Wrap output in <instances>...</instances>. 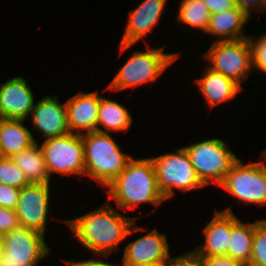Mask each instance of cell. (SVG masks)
I'll use <instances>...</instances> for the list:
<instances>
[{
  "label": "cell",
  "mask_w": 266,
  "mask_h": 266,
  "mask_svg": "<svg viewBox=\"0 0 266 266\" xmlns=\"http://www.w3.org/2000/svg\"><path fill=\"white\" fill-rule=\"evenodd\" d=\"M210 12L201 0H182L177 21L206 33Z\"/></svg>",
  "instance_id": "24"
},
{
  "label": "cell",
  "mask_w": 266,
  "mask_h": 266,
  "mask_svg": "<svg viewBox=\"0 0 266 266\" xmlns=\"http://www.w3.org/2000/svg\"><path fill=\"white\" fill-rule=\"evenodd\" d=\"M67 263L68 266H118V265H113V264H109L108 262H103V260L101 261L100 259L95 260V259H88V260H83L81 261H65ZM123 266V264L121 265Z\"/></svg>",
  "instance_id": "34"
},
{
  "label": "cell",
  "mask_w": 266,
  "mask_h": 266,
  "mask_svg": "<svg viewBox=\"0 0 266 266\" xmlns=\"http://www.w3.org/2000/svg\"><path fill=\"white\" fill-rule=\"evenodd\" d=\"M248 37L237 40L213 41L210 48L203 54L204 59L210 62L209 66L233 79L241 86L242 81L252 69L251 47ZM242 80V81H241Z\"/></svg>",
  "instance_id": "8"
},
{
  "label": "cell",
  "mask_w": 266,
  "mask_h": 266,
  "mask_svg": "<svg viewBox=\"0 0 266 266\" xmlns=\"http://www.w3.org/2000/svg\"><path fill=\"white\" fill-rule=\"evenodd\" d=\"M82 139L85 175L107 188L133 157L121 152L109 133L84 132Z\"/></svg>",
  "instance_id": "3"
},
{
  "label": "cell",
  "mask_w": 266,
  "mask_h": 266,
  "mask_svg": "<svg viewBox=\"0 0 266 266\" xmlns=\"http://www.w3.org/2000/svg\"><path fill=\"white\" fill-rule=\"evenodd\" d=\"M200 258L201 266H247L243 262L235 260L228 255H216Z\"/></svg>",
  "instance_id": "31"
},
{
  "label": "cell",
  "mask_w": 266,
  "mask_h": 266,
  "mask_svg": "<svg viewBox=\"0 0 266 266\" xmlns=\"http://www.w3.org/2000/svg\"><path fill=\"white\" fill-rule=\"evenodd\" d=\"M0 86V118L25 120L34 107V95L26 80L15 77Z\"/></svg>",
  "instance_id": "13"
},
{
  "label": "cell",
  "mask_w": 266,
  "mask_h": 266,
  "mask_svg": "<svg viewBox=\"0 0 266 266\" xmlns=\"http://www.w3.org/2000/svg\"><path fill=\"white\" fill-rule=\"evenodd\" d=\"M134 219L119 214L107 201L98 209L64 223L81 245L93 251L95 256L106 258L110 252L119 250V243L129 234L142 229Z\"/></svg>",
  "instance_id": "1"
},
{
  "label": "cell",
  "mask_w": 266,
  "mask_h": 266,
  "mask_svg": "<svg viewBox=\"0 0 266 266\" xmlns=\"http://www.w3.org/2000/svg\"><path fill=\"white\" fill-rule=\"evenodd\" d=\"M164 266H201V258L198 253L193 251H188L181 256L168 258L163 264Z\"/></svg>",
  "instance_id": "30"
},
{
  "label": "cell",
  "mask_w": 266,
  "mask_h": 266,
  "mask_svg": "<svg viewBox=\"0 0 266 266\" xmlns=\"http://www.w3.org/2000/svg\"><path fill=\"white\" fill-rule=\"evenodd\" d=\"M250 17L237 5L234 8L218 14L210 15L207 34L214 37L215 41H227L247 38L243 34V26Z\"/></svg>",
  "instance_id": "18"
},
{
  "label": "cell",
  "mask_w": 266,
  "mask_h": 266,
  "mask_svg": "<svg viewBox=\"0 0 266 266\" xmlns=\"http://www.w3.org/2000/svg\"><path fill=\"white\" fill-rule=\"evenodd\" d=\"M33 129L49 139L70 134L67 122L66 103L60 104L56 96H45L31 111Z\"/></svg>",
  "instance_id": "15"
},
{
  "label": "cell",
  "mask_w": 266,
  "mask_h": 266,
  "mask_svg": "<svg viewBox=\"0 0 266 266\" xmlns=\"http://www.w3.org/2000/svg\"><path fill=\"white\" fill-rule=\"evenodd\" d=\"M184 148L204 186L210 183L219 186L238 160L228 145L218 138L205 140Z\"/></svg>",
  "instance_id": "5"
},
{
  "label": "cell",
  "mask_w": 266,
  "mask_h": 266,
  "mask_svg": "<svg viewBox=\"0 0 266 266\" xmlns=\"http://www.w3.org/2000/svg\"><path fill=\"white\" fill-rule=\"evenodd\" d=\"M248 41L251 47L252 67L266 73V34L257 40L252 36L248 37Z\"/></svg>",
  "instance_id": "27"
},
{
  "label": "cell",
  "mask_w": 266,
  "mask_h": 266,
  "mask_svg": "<svg viewBox=\"0 0 266 266\" xmlns=\"http://www.w3.org/2000/svg\"><path fill=\"white\" fill-rule=\"evenodd\" d=\"M40 147L49 176L53 172L61 175H85L82 135L70 133L45 139Z\"/></svg>",
  "instance_id": "9"
},
{
  "label": "cell",
  "mask_w": 266,
  "mask_h": 266,
  "mask_svg": "<svg viewBox=\"0 0 266 266\" xmlns=\"http://www.w3.org/2000/svg\"><path fill=\"white\" fill-rule=\"evenodd\" d=\"M132 117L128 110L116 101L105 99L100 96L97 132L108 133V131H125L132 124ZM103 126L105 131L99 127Z\"/></svg>",
  "instance_id": "23"
},
{
  "label": "cell",
  "mask_w": 266,
  "mask_h": 266,
  "mask_svg": "<svg viewBox=\"0 0 266 266\" xmlns=\"http://www.w3.org/2000/svg\"><path fill=\"white\" fill-rule=\"evenodd\" d=\"M24 120L0 118V149L2 157H12L36 143Z\"/></svg>",
  "instance_id": "20"
},
{
  "label": "cell",
  "mask_w": 266,
  "mask_h": 266,
  "mask_svg": "<svg viewBox=\"0 0 266 266\" xmlns=\"http://www.w3.org/2000/svg\"><path fill=\"white\" fill-rule=\"evenodd\" d=\"M49 184L30 183L20 189L15 211L20 226L45 234L49 213Z\"/></svg>",
  "instance_id": "11"
},
{
  "label": "cell",
  "mask_w": 266,
  "mask_h": 266,
  "mask_svg": "<svg viewBox=\"0 0 266 266\" xmlns=\"http://www.w3.org/2000/svg\"><path fill=\"white\" fill-rule=\"evenodd\" d=\"M265 156H266V150H263V152H262Z\"/></svg>",
  "instance_id": "38"
},
{
  "label": "cell",
  "mask_w": 266,
  "mask_h": 266,
  "mask_svg": "<svg viewBox=\"0 0 266 266\" xmlns=\"http://www.w3.org/2000/svg\"><path fill=\"white\" fill-rule=\"evenodd\" d=\"M0 266H26V261L2 259V250H0Z\"/></svg>",
  "instance_id": "35"
},
{
  "label": "cell",
  "mask_w": 266,
  "mask_h": 266,
  "mask_svg": "<svg viewBox=\"0 0 266 266\" xmlns=\"http://www.w3.org/2000/svg\"><path fill=\"white\" fill-rule=\"evenodd\" d=\"M206 70L204 77L197 79L196 82L205 101H207L211 108L226 100L233 99L242 90V86L233 79L225 77L210 67Z\"/></svg>",
  "instance_id": "19"
},
{
  "label": "cell",
  "mask_w": 266,
  "mask_h": 266,
  "mask_svg": "<svg viewBox=\"0 0 266 266\" xmlns=\"http://www.w3.org/2000/svg\"><path fill=\"white\" fill-rule=\"evenodd\" d=\"M254 231L255 222L243 224L232 213V232L227 248V255L248 266L251 259Z\"/></svg>",
  "instance_id": "22"
},
{
  "label": "cell",
  "mask_w": 266,
  "mask_h": 266,
  "mask_svg": "<svg viewBox=\"0 0 266 266\" xmlns=\"http://www.w3.org/2000/svg\"><path fill=\"white\" fill-rule=\"evenodd\" d=\"M248 266H266V220L255 222L251 259Z\"/></svg>",
  "instance_id": "26"
},
{
  "label": "cell",
  "mask_w": 266,
  "mask_h": 266,
  "mask_svg": "<svg viewBox=\"0 0 266 266\" xmlns=\"http://www.w3.org/2000/svg\"><path fill=\"white\" fill-rule=\"evenodd\" d=\"M169 257V244L165 234L153 229L125 247L122 264L123 266L164 264Z\"/></svg>",
  "instance_id": "12"
},
{
  "label": "cell",
  "mask_w": 266,
  "mask_h": 266,
  "mask_svg": "<svg viewBox=\"0 0 266 266\" xmlns=\"http://www.w3.org/2000/svg\"><path fill=\"white\" fill-rule=\"evenodd\" d=\"M148 266H164L163 264H157V265H148Z\"/></svg>",
  "instance_id": "37"
},
{
  "label": "cell",
  "mask_w": 266,
  "mask_h": 266,
  "mask_svg": "<svg viewBox=\"0 0 266 266\" xmlns=\"http://www.w3.org/2000/svg\"><path fill=\"white\" fill-rule=\"evenodd\" d=\"M19 194V188L0 184V207L15 210Z\"/></svg>",
  "instance_id": "29"
},
{
  "label": "cell",
  "mask_w": 266,
  "mask_h": 266,
  "mask_svg": "<svg viewBox=\"0 0 266 266\" xmlns=\"http://www.w3.org/2000/svg\"><path fill=\"white\" fill-rule=\"evenodd\" d=\"M11 159L24 173L29 183L50 184L44 155L38 142L26 150L14 154Z\"/></svg>",
  "instance_id": "21"
},
{
  "label": "cell",
  "mask_w": 266,
  "mask_h": 266,
  "mask_svg": "<svg viewBox=\"0 0 266 266\" xmlns=\"http://www.w3.org/2000/svg\"><path fill=\"white\" fill-rule=\"evenodd\" d=\"M107 188L109 199L113 198L121 210L134 209L146 202L157 206L166 200L159 190L150 158H132Z\"/></svg>",
  "instance_id": "2"
},
{
  "label": "cell",
  "mask_w": 266,
  "mask_h": 266,
  "mask_svg": "<svg viewBox=\"0 0 266 266\" xmlns=\"http://www.w3.org/2000/svg\"><path fill=\"white\" fill-rule=\"evenodd\" d=\"M44 239L40 232L19 226L1 236L2 259L26 261V266H36L51 252Z\"/></svg>",
  "instance_id": "10"
},
{
  "label": "cell",
  "mask_w": 266,
  "mask_h": 266,
  "mask_svg": "<svg viewBox=\"0 0 266 266\" xmlns=\"http://www.w3.org/2000/svg\"><path fill=\"white\" fill-rule=\"evenodd\" d=\"M162 48H152L147 51L135 52L117 72L106 89L115 91L129 87H137L149 81H154L177 58V53L166 54Z\"/></svg>",
  "instance_id": "4"
},
{
  "label": "cell",
  "mask_w": 266,
  "mask_h": 266,
  "mask_svg": "<svg viewBox=\"0 0 266 266\" xmlns=\"http://www.w3.org/2000/svg\"><path fill=\"white\" fill-rule=\"evenodd\" d=\"M235 3L241 10H243L251 18V12L253 9L256 8L260 10L262 0H235Z\"/></svg>",
  "instance_id": "33"
},
{
  "label": "cell",
  "mask_w": 266,
  "mask_h": 266,
  "mask_svg": "<svg viewBox=\"0 0 266 266\" xmlns=\"http://www.w3.org/2000/svg\"><path fill=\"white\" fill-rule=\"evenodd\" d=\"M227 208L215 211V215L203 228L205 244L203 243L194 250L200 257L227 255V248L232 232V211Z\"/></svg>",
  "instance_id": "17"
},
{
  "label": "cell",
  "mask_w": 266,
  "mask_h": 266,
  "mask_svg": "<svg viewBox=\"0 0 266 266\" xmlns=\"http://www.w3.org/2000/svg\"><path fill=\"white\" fill-rule=\"evenodd\" d=\"M97 94L96 91L90 93L79 92L65 102L67 122L71 133L83 135L82 131L87 133L97 132L100 102V96Z\"/></svg>",
  "instance_id": "16"
},
{
  "label": "cell",
  "mask_w": 266,
  "mask_h": 266,
  "mask_svg": "<svg viewBox=\"0 0 266 266\" xmlns=\"http://www.w3.org/2000/svg\"><path fill=\"white\" fill-rule=\"evenodd\" d=\"M209 9L210 15L218 14L236 6L235 0H201Z\"/></svg>",
  "instance_id": "32"
},
{
  "label": "cell",
  "mask_w": 266,
  "mask_h": 266,
  "mask_svg": "<svg viewBox=\"0 0 266 266\" xmlns=\"http://www.w3.org/2000/svg\"><path fill=\"white\" fill-rule=\"evenodd\" d=\"M167 0H144L129 12V20L120 42V51L127 50L137 41L144 38L159 21Z\"/></svg>",
  "instance_id": "14"
},
{
  "label": "cell",
  "mask_w": 266,
  "mask_h": 266,
  "mask_svg": "<svg viewBox=\"0 0 266 266\" xmlns=\"http://www.w3.org/2000/svg\"><path fill=\"white\" fill-rule=\"evenodd\" d=\"M150 159L159 190L165 199L174 195L173 188L186 192L204 187L184 147L177 149L176 153H167Z\"/></svg>",
  "instance_id": "6"
},
{
  "label": "cell",
  "mask_w": 266,
  "mask_h": 266,
  "mask_svg": "<svg viewBox=\"0 0 266 266\" xmlns=\"http://www.w3.org/2000/svg\"><path fill=\"white\" fill-rule=\"evenodd\" d=\"M0 184L22 189L30 183L10 157H0Z\"/></svg>",
  "instance_id": "25"
},
{
  "label": "cell",
  "mask_w": 266,
  "mask_h": 266,
  "mask_svg": "<svg viewBox=\"0 0 266 266\" xmlns=\"http://www.w3.org/2000/svg\"><path fill=\"white\" fill-rule=\"evenodd\" d=\"M264 9L266 11V0H262L260 11H263Z\"/></svg>",
  "instance_id": "36"
},
{
  "label": "cell",
  "mask_w": 266,
  "mask_h": 266,
  "mask_svg": "<svg viewBox=\"0 0 266 266\" xmlns=\"http://www.w3.org/2000/svg\"><path fill=\"white\" fill-rule=\"evenodd\" d=\"M20 226L15 210L0 207V236Z\"/></svg>",
  "instance_id": "28"
},
{
  "label": "cell",
  "mask_w": 266,
  "mask_h": 266,
  "mask_svg": "<svg viewBox=\"0 0 266 266\" xmlns=\"http://www.w3.org/2000/svg\"><path fill=\"white\" fill-rule=\"evenodd\" d=\"M261 158L262 161L248 164H244L238 159L219 186L245 204L265 206L266 156L262 154Z\"/></svg>",
  "instance_id": "7"
}]
</instances>
